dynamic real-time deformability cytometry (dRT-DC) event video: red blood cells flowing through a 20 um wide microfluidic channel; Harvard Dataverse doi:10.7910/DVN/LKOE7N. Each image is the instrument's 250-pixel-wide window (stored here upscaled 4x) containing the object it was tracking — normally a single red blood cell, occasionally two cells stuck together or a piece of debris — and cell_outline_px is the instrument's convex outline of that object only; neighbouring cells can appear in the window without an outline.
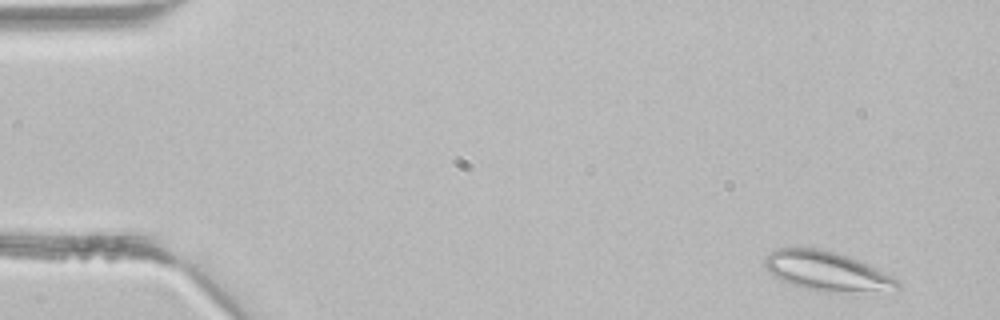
{"species": "common noctule bat (a hibernating species)", "species_latin": "Nyctalus noctula", "temperature_condition": "room temperature", "stored_images_in_passage": 3, "camera_frame_rate_fps": 3000, "um_per_image_px": 0.085, "animal": {"sex": "male", "body_mass_g": 21.5, "forearm_length_mm": 52.0}, "frame": {"image": 1, "passage_image": 1, "time_ms": 0.0, "image_size_px": [1000, 320], "cell_outline_px": [[900, 288], [828, 292], [824, 292], [792, 284], [780, 280], [768, 272], [764, 268], [764, 256], [776, 248], [820, 248], [836, 252], [848, 256], [892, 276], [900, 280]], "centroid_in_image_um": [70.18, 23.01], "position_along_channel_um": 14.8, "area_um2": 29.82}}